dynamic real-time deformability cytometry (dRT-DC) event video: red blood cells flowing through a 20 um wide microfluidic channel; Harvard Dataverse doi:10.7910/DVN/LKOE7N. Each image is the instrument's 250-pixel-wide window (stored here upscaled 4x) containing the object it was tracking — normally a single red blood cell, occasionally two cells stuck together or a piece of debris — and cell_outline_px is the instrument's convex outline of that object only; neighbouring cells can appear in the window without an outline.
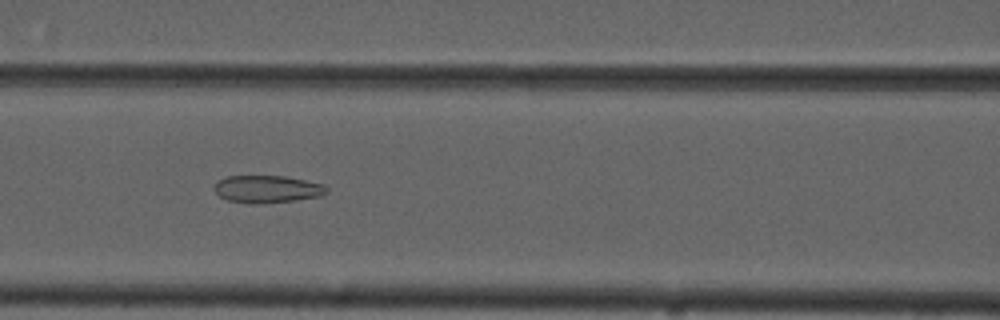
{"species": "common noctule bat (a hibernating species)", "species_latin": "Nyctalus noctula", "temperature_condition": "cold", "stored_images_in_passage": 54, "camera_frame_rate_fps": 3000, "um_per_image_px": 0.085, "animal": {"sex": "male", "forearm_length_mm": 52.5}, "frame": {"image": 1, "passage_image": 23, "time_ms": 7.333, "image_size_px": [1000, 320], "cell_outline_px": [[328, 192], [320, 196], [296, 200], [260, 204], [248, 204], [228, 200], [220, 196], [212, 188], [216, 180], [228, 176], [284, 176], [324, 184], [328, 188]], "centroid_in_image_um": [22.68, 16.08], "position_along_channel_um": 143.9, "area_um2": 18.15}}
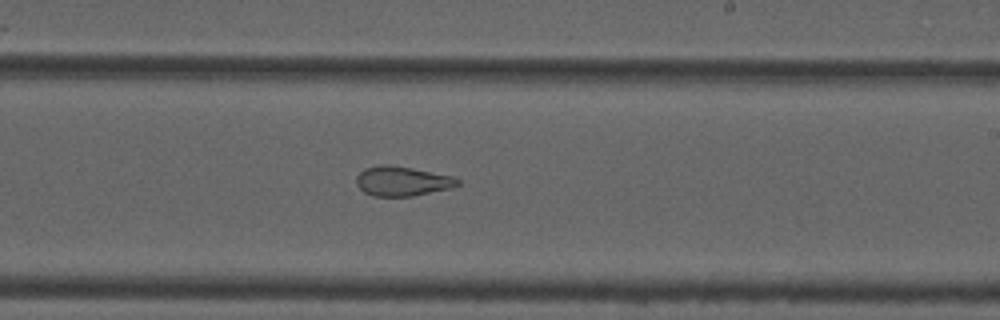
{"frame": {"image": 2, "passage_image": 32, "time_ms": 10.333, "image_size_px": [1000, 320], "cell_outline_px": [[460, 184], [452, 188], [412, 196], [372, 196], [364, 192], [356, 184], [356, 176], [364, 168], [380, 164], [388, 164], [412, 168], [452, 176], [460, 180]], "centroid_in_image_um": [34.17, 15.39], "position_along_channel_um": 254.8, "area_um2": 17.57}}
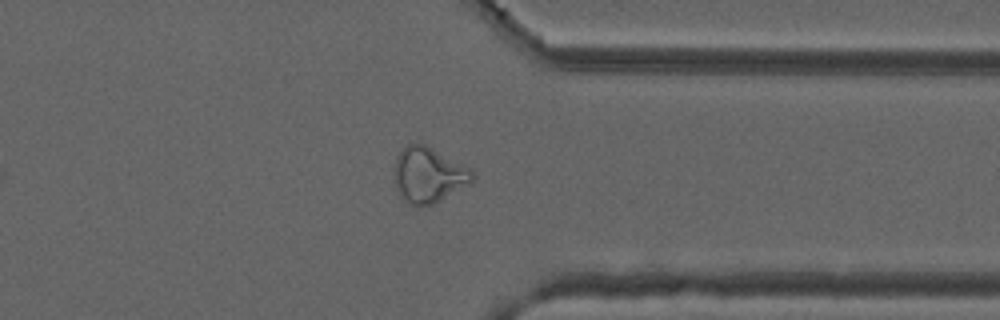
{"frame": {"image": 3, "passage_image": 42, "time_ms": 13.667, "image_size_px": [1000, 320], "cell_outline_px": [[476, 176], [468, 184], [440, 200], [432, 204], [420, 208], [416, 208], [404, 200], [392, 180], [392, 168], [396, 156], [408, 144], [424, 144], [472, 168]], "centroid_in_image_um": [36.38, 14.88], "position_along_channel_um": 375.0, "area_um2": 25.55}, "authors_computed_cell_mechanics": {"area_um2": 23.9003, "velocity_mm_per_s": 3.7029, "shape_relaxation_time_tau1_ms": null, "shape_relaxation_time_tau2_ms": 1.8482, "deformation_change_tau1": null, "deformation_change_tau2": 0.097}}